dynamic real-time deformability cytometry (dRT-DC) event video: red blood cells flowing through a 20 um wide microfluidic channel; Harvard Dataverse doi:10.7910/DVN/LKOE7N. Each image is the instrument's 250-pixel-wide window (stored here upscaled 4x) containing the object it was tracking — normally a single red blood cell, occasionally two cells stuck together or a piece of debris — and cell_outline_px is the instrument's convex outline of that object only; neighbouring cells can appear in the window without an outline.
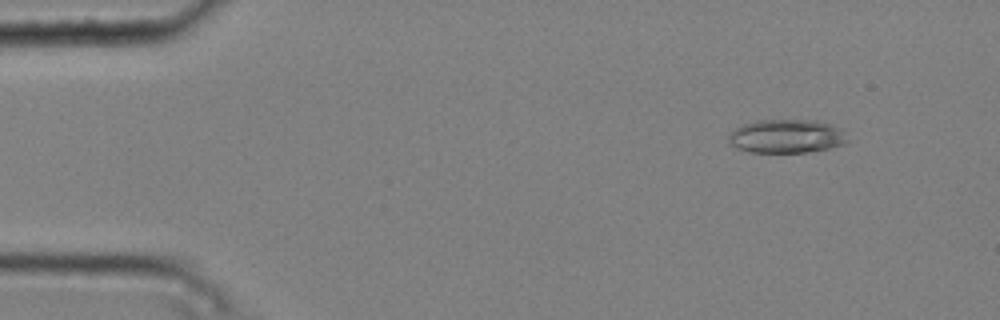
{"species": "common noctule bat (a hibernating species)", "species_latin": "Nyctalus noctula", "temperature_condition": "cold", "stored_images_in_passage": 9, "camera_frame_rate_fps": 3000, "um_per_image_px": 0.085, "animal": {"sex": "male", "body_mass_g": 20.4}, "frame": {"image": 1, "passage_image": 2, "time_ms": 0.333, "image_size_px": [1000, 320], "cell_outline_px": [[848, 144], [808, 152], [748, 152], [736, 148], [728, 140], [728, 136], [736, 128], [744, 124], [756, 120], [816, 120], [840, 128], [848, 140]], "centroid_in_image_um": [66.86, 11.58], "position_along_channel_um": 18.1, "area_um2": 23.24}}
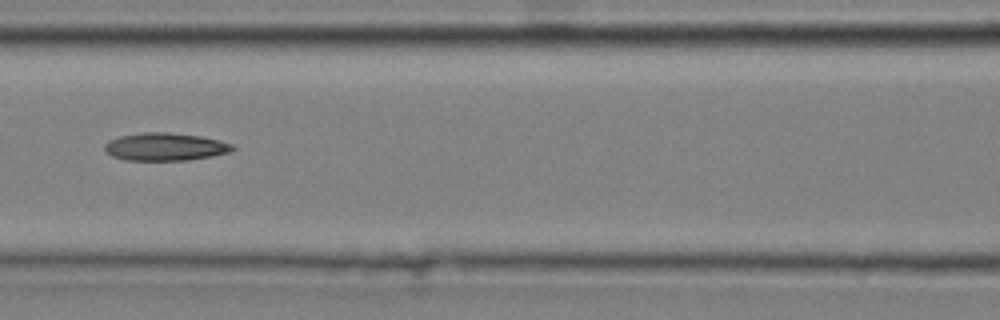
{"frame": {"image": 2, "passage_image": 6, "time_ms": 1.667, "image_size_px": [1000, 320], "cell_outline_px": [[236, 148], [228, 152], [212, 156], [188, 160], [124, 160], [112, 156], [104, 148], [104, 144], [108, 140], [120, 136], [144, 132], [168, 132], [200, 136], [220, 140], [232, 144]], "centroid_in_image_um": [14.03, 12.47], "position_along_channel_um": 152.6, "area_um2": 20.69}}
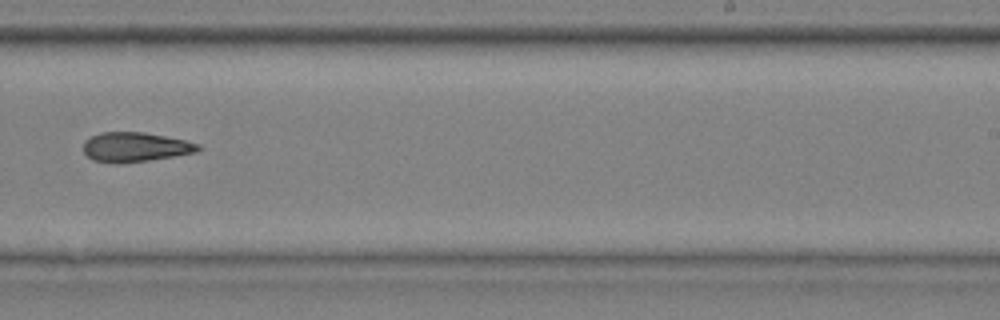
{"frame": {"image": 3, "passage_image": 9, "time_ms": 2.667, "image_size_px": [1000, 320], "cell_outline_px": [[204, 148], [196, 152], [148, 160], [116, 164], [92, 160], [84, 152], [84, 140], [100, 132], [144, 132], [184, 140], [200, 144]], "centroid_in_image_um": [11.49, 12.5], "position_along_channel_um": 277.5, "area_um2": 19.71}}